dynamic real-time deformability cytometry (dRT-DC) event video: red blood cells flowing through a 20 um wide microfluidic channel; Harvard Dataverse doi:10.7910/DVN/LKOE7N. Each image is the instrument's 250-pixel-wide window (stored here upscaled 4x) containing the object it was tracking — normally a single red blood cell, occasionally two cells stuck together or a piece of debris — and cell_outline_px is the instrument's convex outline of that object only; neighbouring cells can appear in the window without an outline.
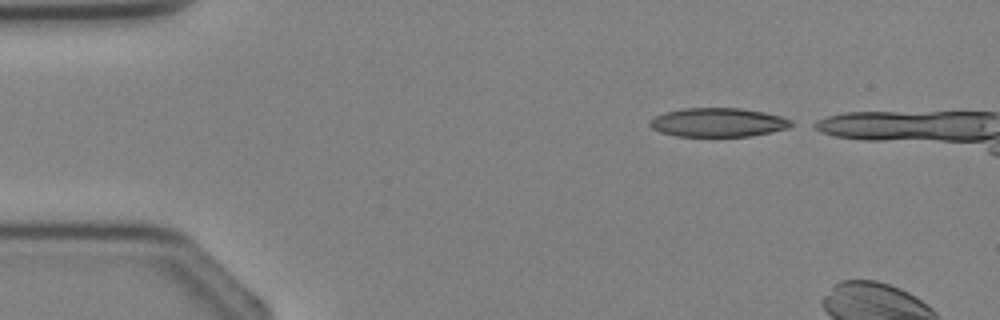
{"species": "Egyptian fruit bat (a non-hibernating species)", "species_latin": "Rousettus aegyptiacus", "temperature_condition": "cold", "stored_images_in_passage": 4, "camera_frame_rate_fps": 3000, "um_per_image_px": 0.085, "animal": {"sex": "female"}, "frame": {"image": 1, "passage_image": 1, "time_ms": 0.0, "image_size_px": [1000, 320], "cell_outline_px": [[796, 124], [788, 128], [772, 132], [752, 136], [676, 136], [660, 132], [652, 128], [648, 124], [648, 120], [664, 112], [684, 108], [740, 108], [764, 112], [780, 116], [792, 120]], "centroid_in_image_um": [61.04, 10.4], "position_along_channel_um": 24.0, "area_um2": 23.99}}